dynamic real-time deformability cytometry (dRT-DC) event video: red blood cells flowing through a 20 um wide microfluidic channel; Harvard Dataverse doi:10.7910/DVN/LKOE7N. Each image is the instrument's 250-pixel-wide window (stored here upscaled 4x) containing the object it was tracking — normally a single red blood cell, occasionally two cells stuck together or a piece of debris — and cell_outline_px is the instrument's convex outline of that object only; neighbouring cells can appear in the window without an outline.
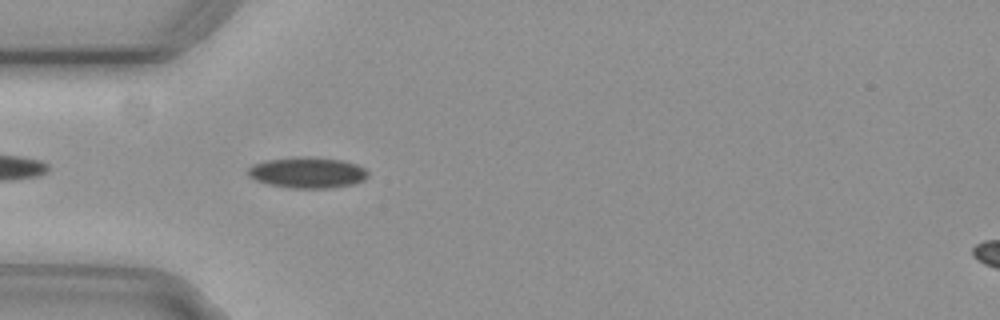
{"species": "common noctule bat (a hibernating species)", "species_latin": "Nyctalus noctula", "temperature_condition": "cold", "stored_images_in_passage": 40, "camera_frame_rate_fps": 3000, "um_per_image_px": 0.085, "animal": {"sex": "female", "body_mass_g": 29.2, "forearm_length_mm": 56.3}, "frame": {"image": 1, "passage_image": 1, "time_ms": 0.0, "image_size_px": [1000, 320], "cell_outline_px": [[368, 176], [364, 180], [352, 184], [332, 188], [288, 188], [268, 184], [256, 180], [248, 176], [248, 168], [252, 164], [268, 160], [340, 160], [356, 164], [364, 168], [368, 172]], "centroid_in_image_um": [26.14, 14.74], "position_along_channel_um": 58.9, "area_um2": 20.52}}
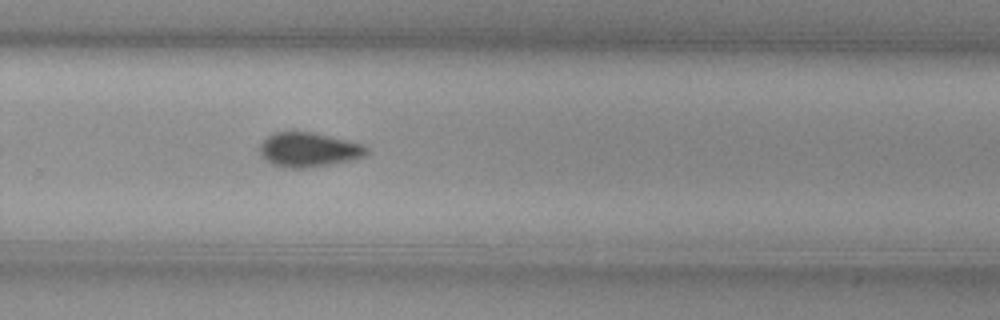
{"frame": {"image": 2, "passage_image": 21, "time_ms": 6.667, "image_size_px": [1000, 320], "cell_outline_px": [[368, 156], [356, 160], [336, 164], [312, 168], [284, 168], [272, 164], [264, 160], [260, 156], [260, 144], [268, 136], [276, 132], [292, 128], [312, 132], [364, 144], [368, 148]], "centroid_in_image_um": [26.26, 12.72], "position_along_channel_um": 303.5, "area_um2": 22.48}}
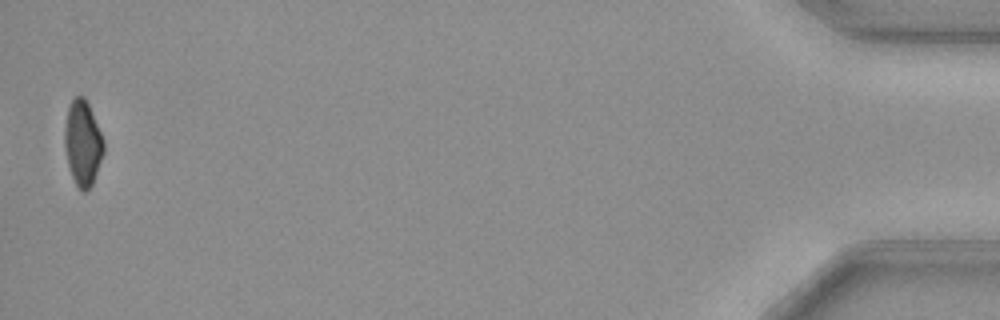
{"frame": {"image": 3, "passage_image": 39, "time_ms": 12.667, "image_size_px": [1000, 320], "cell_outline_px": [[104, 152], [92, 184], [88, 192], [80, 192], [72, 176], [68, 164], [64, 144], [64, 132], [68, 108], [72, 100], [76, 96], [84, 96], [88, 104], [104, 140]], "centroid_in_image_um": [7.03, 12.2], "position_along_channel_um": 428.2, "area_um2": 19.25}, "authors_computed_cell_mechanics": {"area_um2": 21.1259, "velocity_mm_per_s": 3.7261, "shape_relaxation_time_tau1_ms": 6.6353, "shape_relaxation_time_tau2_ms": null, "deformation_change_tau1": 0.1276, "deformation_change_tau2": null}}